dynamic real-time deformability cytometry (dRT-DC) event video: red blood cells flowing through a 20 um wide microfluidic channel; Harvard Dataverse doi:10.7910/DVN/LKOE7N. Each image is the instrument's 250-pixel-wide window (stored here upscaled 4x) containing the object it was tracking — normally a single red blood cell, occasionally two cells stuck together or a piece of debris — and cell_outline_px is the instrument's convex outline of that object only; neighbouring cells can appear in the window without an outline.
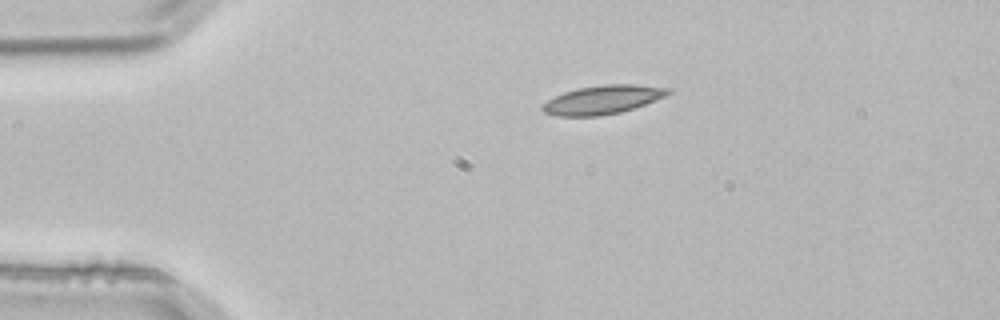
{"species": "common noctule bat (a hibernating species)", "species_latin": "Nyctalus noctula", "temperature_condition": "room temperature", "stored_images_in_passage": 2, "camera_frame_rate_fps": 3000, "um_per_image_px": 0.085, "animal": {"sex": "male", "body_mass_g": 21.5, "forearm_length_mm": 52.0}, "frame": {"image": 1, "passage_image": 1, "time_ms": 0.0, "image_size_px": [1000, 320], "cell_outline_px": [[672, 92], [664, 96], [644, 104], [620, 112], [600, 116], [556, 116], [544, 112], [540, 108], [540, 104], [564, 92], [576, 88], [604, 84], [636, 84], [672, 88]], "centroid_in_image_um": [51.2, 8.47], "position_along_channel_um": 33.8, "area_um2": 21.04}}